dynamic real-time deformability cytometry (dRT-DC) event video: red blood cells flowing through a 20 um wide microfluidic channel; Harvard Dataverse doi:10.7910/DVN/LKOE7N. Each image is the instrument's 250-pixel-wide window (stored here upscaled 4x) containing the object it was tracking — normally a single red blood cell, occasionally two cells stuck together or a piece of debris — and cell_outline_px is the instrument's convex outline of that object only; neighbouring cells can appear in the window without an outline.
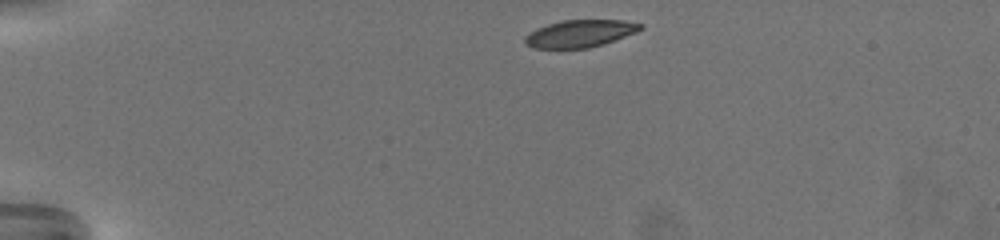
{"species": "common noctule bat (a hibernating species)", "species_latin": "Nyctalus noctula", "temperature_condition": "warm", "stored_images_in_passage": 44, "camera_frame_rate_fps": 3000, "um_per_image_px": 0.085, "animal": {"sex": "female", "body_mass_g": 19.5, "forearm_length_mm": 54.1}, "frame": {"image": 1, "passage_image": 1, "time_ms": 0.0, "image_size_px": [1000, 240], "cell_outline_px": [[644, 28], [636, 32], [604, 44], [588, 48], [532, 48], [524, 44], [524, 36], [528, 32], [536, 28], [560, 20], [624, 20], [644, 24]], "centroid_in_image_um": [49.28, 2.85], "position_along_channel_um": 35.7, "area_um2": 18.61}}
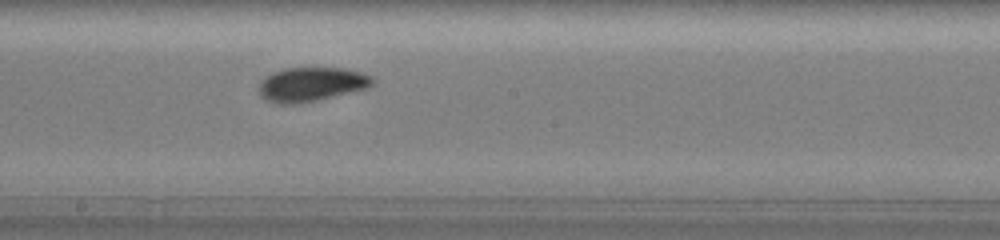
{"frame": {"image": 2, "passage_image": 25, "time_ms": 8.0, "image_size_px": [1000, 240], "cell_outline_px": [[376, 80], [368, 88], [316, 100], [296, 104], [276, 104], [260, 96], [260, 80], [264, 76], [272, 72], [284, 68], [340, 68], [360, 72], [372, 76]], "centroid_in_image_um": [26.44, 7.16], "position_along_channel_um": 221.8, "area_um2": 22.6}}
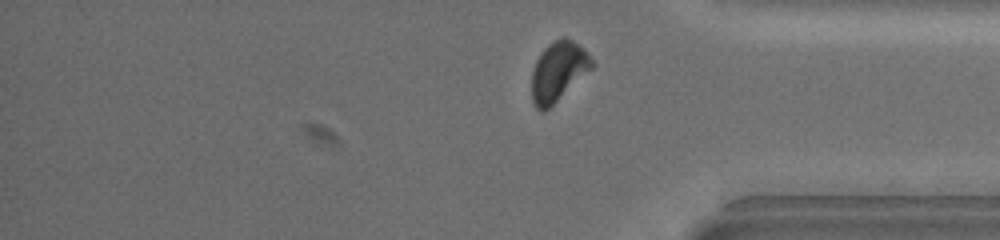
{"frame": {"image": 3, "passage_image": 41, "time_ms": 13.333, "image_size_px": [1000, 240], "cell_outline_px": [[596, 64], [592, 68], [548, 108], [540, 112], [536, 108], [532, 100], [532, 72], [536, 60], [544, 48], [552, 40], [564, 36], [572, 40], [584, 48], [588, 52]], "centroid_in_image_um": [47.46, 6.02], "position_along_channel_um": 387.7, "area_um2": 20.75}, "authors_computed_cell_mechanics": {"area_um2": 21.9062, "velocity_mm_per_s": 3.2295, "shape_relaxation_time_tau1_ms": 3.4326, "shape_relaxation_time_tau2_ms": 1.845, "deformation_change_tau1": 0.1447, "deformation_change_tau2": 0.0661}}